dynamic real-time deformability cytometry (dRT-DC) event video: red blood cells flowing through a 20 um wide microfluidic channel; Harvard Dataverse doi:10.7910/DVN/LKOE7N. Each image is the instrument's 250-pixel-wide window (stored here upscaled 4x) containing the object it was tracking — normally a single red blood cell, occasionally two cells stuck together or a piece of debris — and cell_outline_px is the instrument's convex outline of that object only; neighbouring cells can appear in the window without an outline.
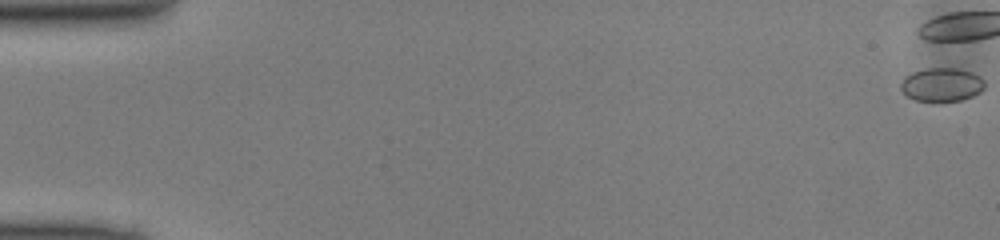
{"species": "common noctule bat (a hibernating species)", "species_latin": "Nyctalus noctula", "temperature_condition": "cold", "stored_images_in_passage": 5, "camera_frame_rate_fps": 3000, "um_per_image_px": 0.085, "animal": {"sex": "male", "body_mass_g": 13.0, "forearm_length_mm": 53.1}, "frame": {"image": 1, "passage_image": 1, "time_ms": 0.0, "image_size_px": [1000, 240], "cell_outline_px": [[984, 88], [980, 92], [972, 96], [960, 100], [940, 104], [932, 104], [912, 100], [904, 96], [900, 88], [900, 84], [904, 76], [912, 72], [924, 68], [956, 68], [972, 72], [980, 76], [984, 80]], "centroid_in_image_um": [79.98, 7.24], "position_along_channel_um": 5.0, "area_um2": 17.34}}